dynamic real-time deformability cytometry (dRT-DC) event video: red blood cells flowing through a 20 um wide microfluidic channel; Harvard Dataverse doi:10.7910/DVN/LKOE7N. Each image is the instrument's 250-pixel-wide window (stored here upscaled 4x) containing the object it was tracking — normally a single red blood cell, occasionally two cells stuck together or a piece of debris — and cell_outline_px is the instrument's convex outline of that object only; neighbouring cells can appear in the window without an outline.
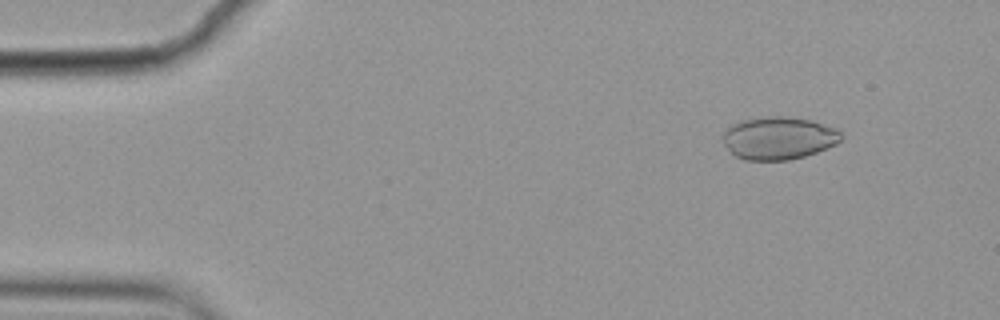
{"species": "common noctule bat (a hibernating species)", "species_latin": "Nyctalus noctula", "temperature_condition": "cold", "stored_images_in_passage": 5, "camera_frame_rate_fps": 3000, "um_per_image_px": 0.085, "animal": {"sex": "female", "body_mass_g": 19.9}, "frame": {"image": 1, "passage_image": 2, "time_ms": 0.333, "image_size_px": [1000, 320], "cell_outline_px": [[844, 136], [836, 144], [816, 152], [804, 156], [788, 160], [744, 160], [736, 156], [724, 144], [720, 136], [732, 124], [744, 120], [768, 116], [784, 116], [812, 120], [836, 128]], "centroid_in_image_um": [66.18, 11.73], "position_along_channel_um": 18.8, "area_um2": 29.42}}